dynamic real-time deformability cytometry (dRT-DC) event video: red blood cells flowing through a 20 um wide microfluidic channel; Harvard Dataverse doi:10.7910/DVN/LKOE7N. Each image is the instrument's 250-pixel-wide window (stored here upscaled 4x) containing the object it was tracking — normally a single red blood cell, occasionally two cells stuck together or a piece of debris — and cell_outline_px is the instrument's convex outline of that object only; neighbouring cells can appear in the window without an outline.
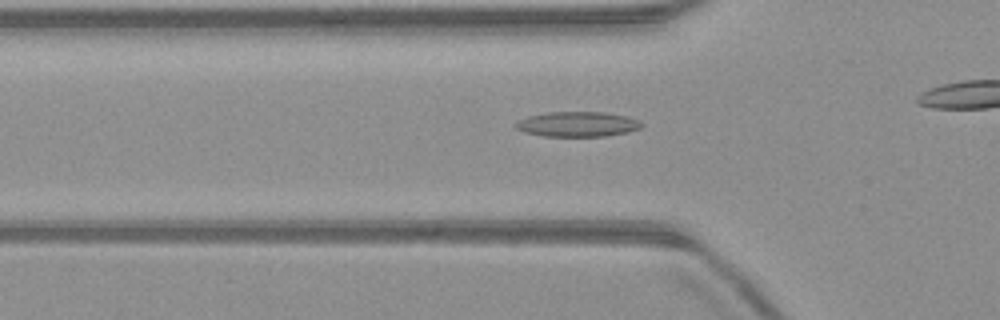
{"species": "common noctule bat (a hibernating species)", "species_latin": "Nyctalus noctula", "temperature_condition": "warm", "stored_images_in_passage": 40, "camera_frame_rate_fps": 3000, "um_per_image_px": 0.085, "animal": {"sex": "male", "body_mass_g": 23.1, "forearm_length_mm": 52.7}, "frame": {"image": 1, "passage_image": 17, "time_ms": 5.333, "image_size_px": [1000, 320], "cell_outline_px": [[644, 124], [640, 128], [628, 132], [608, 136], [544, 136], [524, 132], [516, 128], [512, 124], [516, 120], [528, 116], [548, 112], [604, 112], [628, 116], [640, 120]], "centroid_in_image_um": [49.08, 10.55], "position_along_channel_um": 76.7, "area_um2": 18.61}}
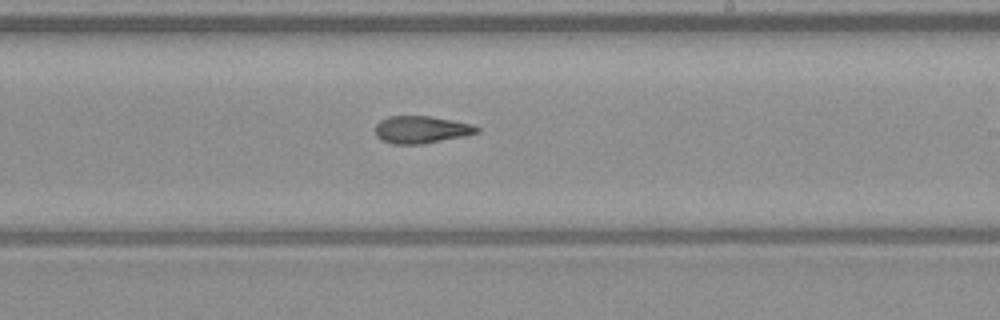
{"frame": {"image": 2, "passage_image": 30, "time_ms": 9.667, "image_size_px": [1000, 320], "cell_outline_px": [[480, 132], [464, 136], [424, 144], [392, 144], [380, 140], [376, 136], [376, 124], [380, 120], [388, 116], [432, 116], [472, 124], [480, 128]], "centroid_in_image_um": [35.8, 11.02], "position_along_channel_um": 253.2, "area_um2": 16.36}}
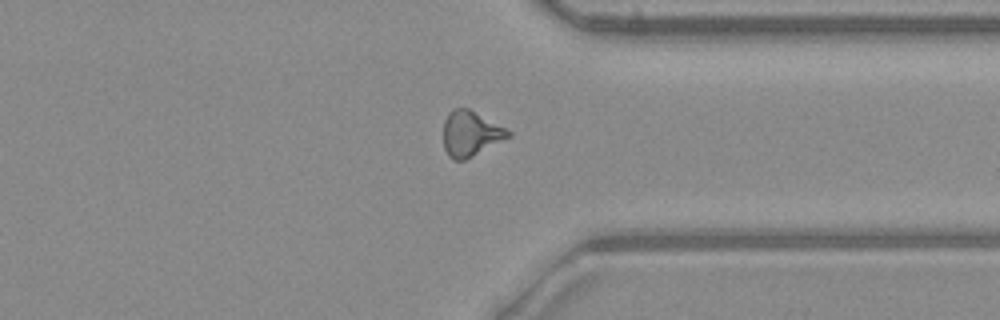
{"frame": {"image": 3, "passage_image": 39, "time_ms": 12.667, "image_size_px": [1000, 320], "cell_outline_px": [[512, 136], [464, 160], [452, 160], [448, 156], [444, 148], [444, 120], [448, 112], [452, 108], [468, 108], [512, 132]], "centroid_in_image_um": [39.98, 11.36], "position_along_channel_um": 371.4, "area_um2": 16.99}}